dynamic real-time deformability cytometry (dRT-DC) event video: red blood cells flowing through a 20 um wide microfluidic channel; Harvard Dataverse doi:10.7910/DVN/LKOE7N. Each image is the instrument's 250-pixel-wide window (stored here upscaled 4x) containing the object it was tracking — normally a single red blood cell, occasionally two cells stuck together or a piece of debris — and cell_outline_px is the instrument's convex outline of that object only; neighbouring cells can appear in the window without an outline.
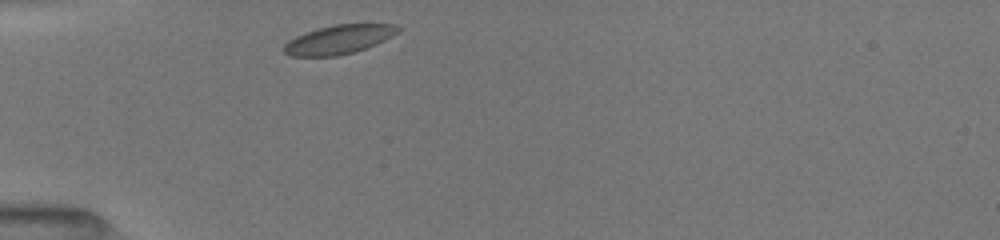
{"species": "common noctule bat (a hibernating species)", "species_latin": "Nyctalus noctula", "temperature_condition": "room temperature", "stored_images_in_passage": 34, "camera_frame_rate_fps": 3000, "um_per_image_px": 0.085, "animal": {"sex": "female", "body_mass_g": 19.5, "forearm_length_mm": 54.1}, "frame": {"image": 1, "passage_image": 1, "time_ms": 0.0, "image_size_px": [1000, 240], "cell_outline_px": [[400, 28], [392, 36], [376, 44], [352, 52], [336, 56], [292, 56], [284, 52], [284, 44], [288, 40], [296, 36], [320, 28], [336, 24], [396, 24]], "centroid_in_image_um": [28.79, 3.36], "position_along_channel_um": 56.2, "area_um2": 18.84}}
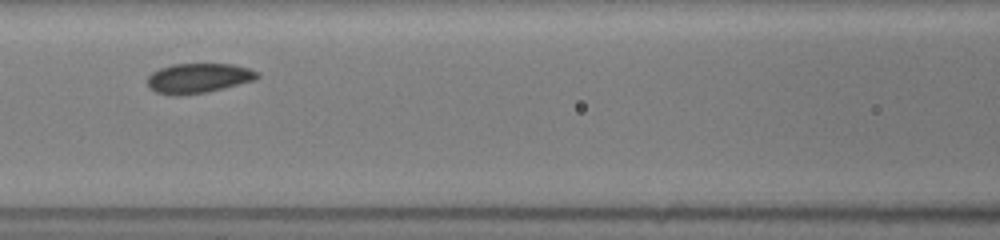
{"frame": {"image": 2, "passage_image": 9, "time_ms": 2.667, "image_size_px": [1000, 240], "cell_outline_px": [[260, 76], [256, 80], [204, 92], [180, 96], [172, 96], [156, 92], [148, 88], [148, 76], [152, 72], [160, 68], [172, 64], [232, 64], [248, 68], [256, 72]], "centroid_in_image_um": [16.82, 6.65], "position_along_channel_um": 149.8, "area_um2": 19.02}}
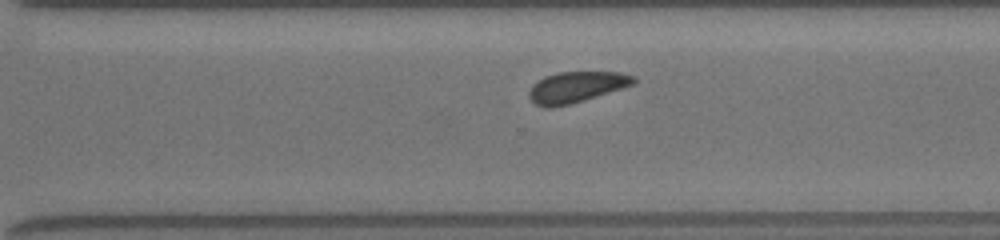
{"frame": {"image": 3, "passage_image": 22, "time_ms": 7.0, "image_size_px": [1000, 240], "cell_outline_px": [[636, 84], [572, 104], [548, 108], [544, 108], [536, 104], [528, 96], [528, 92], [532, 84], [544, 76], [556, 72], [620, 72], [636, 76]], "centroid_in_image_um": [48.99, 7.4], "position_along_channel_um": 321.6, "area_um2": 19.13}, "authors_computed_cell_mechanics": {"area_um2": 18.9584, "velocity_mm_per_s": 3.9847, "shape_relaxation_time_tau1_ms": 1.3344, "shape_relaxation_time_tau2_ms": null, "deformation_change_tau1": 0.0441, "deformation_change_tau2": null}}